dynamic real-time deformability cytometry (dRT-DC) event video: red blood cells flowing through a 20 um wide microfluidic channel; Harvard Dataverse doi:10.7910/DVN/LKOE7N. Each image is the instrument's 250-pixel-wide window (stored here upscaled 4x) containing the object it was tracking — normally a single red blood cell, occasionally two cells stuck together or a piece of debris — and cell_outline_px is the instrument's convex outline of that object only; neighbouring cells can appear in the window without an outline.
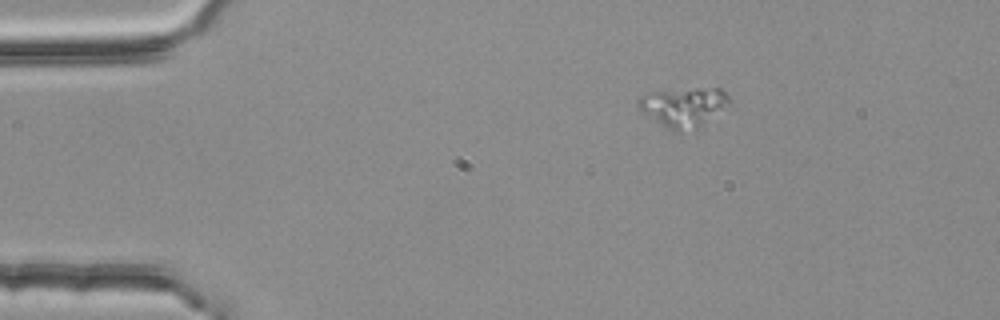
{"species": "common noctule bat (a hibernating species)", "species_latin": "Nyctalus noctula", "temperature_condition": "room temperature", "stored_images_in_passage": 4, "camera_frame_rate_fps": 3000, "um_per_image_px": 0.085, "animal": {"sex": "female", "body_mass_g": 25.1}, "frame": {"image": 1, "passage_image": 1, "time_ms": 0.0, "image_size_px": [1000, 320], "cell_outline_px": [[728, 104], [696, 128], [680, 132], [672, 132], [644, 112], [636, 104], [640, 96], [648, 92], [696, 88], [720, 88], [728, 96]], "centroid_in_image_um": [58.05, 9.08], "position_along_channel_um": 26.9, "area_um2": 20.29}}
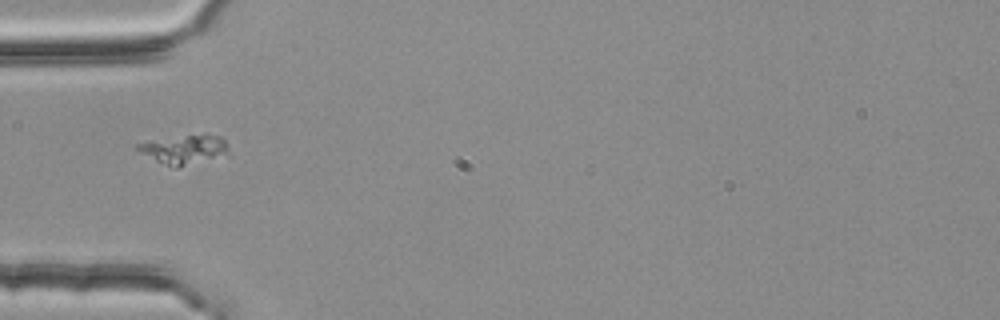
{"frame": {"image": 2, "passage_image": 3, "time_ms": 0.667, "image_size_px": [1000, 320], "cell_outline_px": [[228, 156], [180, 168], [176, 168], [156, 160], [140, 152], [136, 148], [136, 144], [204, 132], [220, 136], [224, 140], [228, 148]], "centroid_in_image_um": [15.79, 12.71], "position_along_channel_um": 69.2, "area_um2": 15.66}}
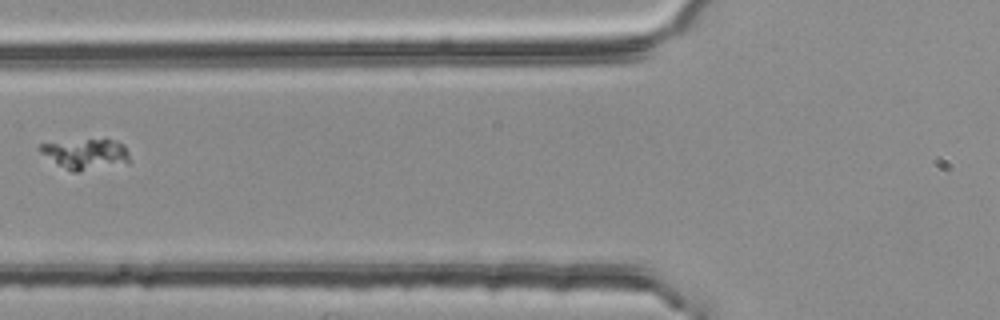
{"frame": {"image": 3, "passage_image": 4, "time_ms": 1.0, "image_size_px": [1000, 320], "cell_outline_px": [[128, 164], [76, 172], [72, 172], [56, 164], [40, 152], [36, 148], [40, 144], [88, 140], [116, 140], [124, 144], [128, 152]], "centroid_in_image_um": [7.3, 13.12], "position_along_channel_um": 118.5, "area_um2": 15.84}}